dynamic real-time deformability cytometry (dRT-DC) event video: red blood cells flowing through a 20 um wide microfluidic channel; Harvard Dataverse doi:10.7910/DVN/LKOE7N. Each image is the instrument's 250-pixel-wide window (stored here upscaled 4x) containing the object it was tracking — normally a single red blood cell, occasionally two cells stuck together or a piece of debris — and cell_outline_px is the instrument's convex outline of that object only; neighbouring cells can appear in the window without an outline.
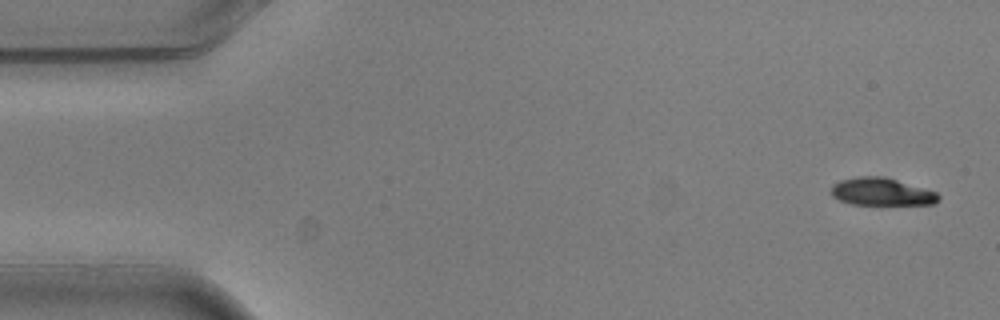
{"species": "common noctule bat (a hibernating species)", "species_latin": "Nyctalus noctula", "temperature_condition": "warm", "stored_images_in_passage": 6, "camera_frame_rate_fps": 3000, "um_per_image_px": 0.085, "animal": {"sex": "male", "body_mass_g": 20.5, "forearm_length_mm": 52.5}, "frame": {"image": 1, "passage_image": 1, "time_ms": 0.0, "image_size_px": [1000, 320], "cell_outline_px": [[940, 200], [936, 204], [852, 204], [840, 200], [832, 196], [832, 184], [840, 180], [860, 176], [884, 176], [924, 188], [936, 192], [940, 196]], "centroid_in_image_um": [74.95, 16.29], "position_along_channel_um": 10.1, "area_um2": 17.17}}
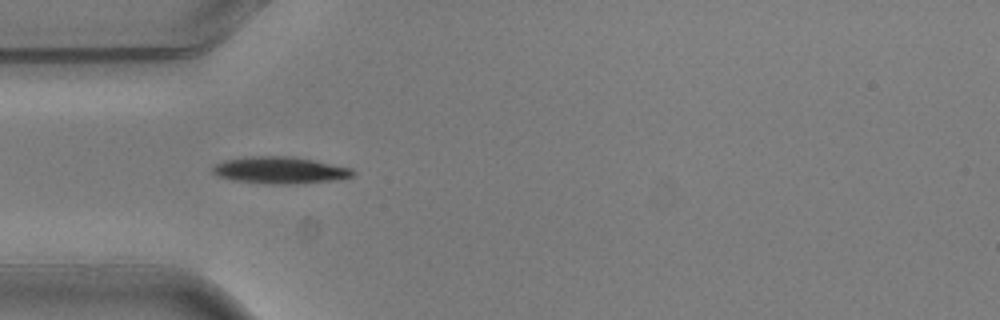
{"frame": {"image": 2, "passage_image": 5, "time_ms": 1.333, "image_size_px": [1000, 320], "cell_outline_px": [[356, 172], [352, 176], [336, 180], [292, 184], [264, 184], [232, 180], [216, 176], [212, 172], [212, 164], [224, 160], [252, 156], [292, 156], [352, 168]], "centroid_in_image_um": [23.75, 14.47], "position_along_channel_um": 61.3, "area_um2": 22.14}}
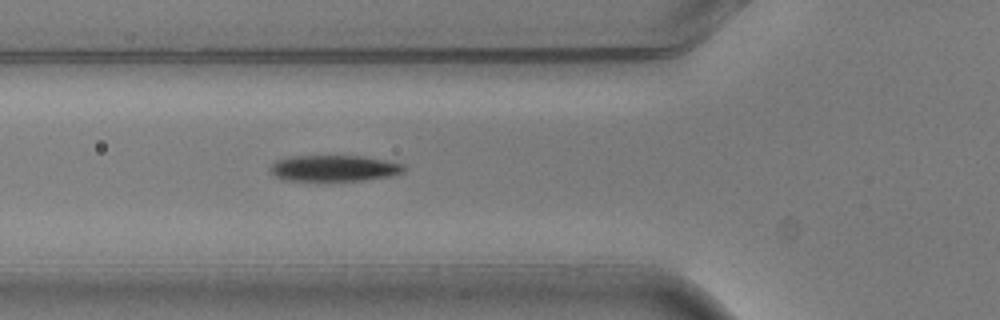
{"frame": {"image": 3, "passage_image": 6, "time_ms": 1.667, "image_size_px": [1000, 320], "cell_outline_px": [[408, 168], [404, 172], [392, 176], [360, 180], [284, 180], [276, 176], [268, 168], [276, 160], [296, 156], [360, 156], [384, 160], [404, 164]], "centroid_in_image_um": [28.44, 14.3], "position_along_channel_um": 97.4, "area_um2": 20.17}}